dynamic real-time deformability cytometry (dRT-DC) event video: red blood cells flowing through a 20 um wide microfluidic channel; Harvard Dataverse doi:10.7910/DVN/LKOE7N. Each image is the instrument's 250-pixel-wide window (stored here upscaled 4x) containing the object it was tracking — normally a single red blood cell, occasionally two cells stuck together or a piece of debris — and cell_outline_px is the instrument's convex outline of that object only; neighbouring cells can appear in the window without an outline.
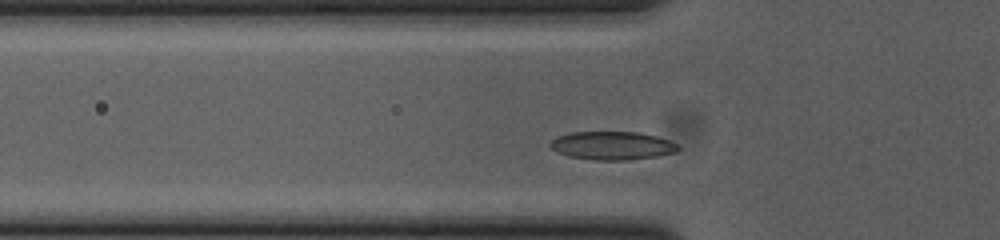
{"species": "common noctule bat (a hibernating species)", "species_latin": "Nyctalus noctula", "temperature_condition": "cold", "stored_images_in_passage": 38, "camera_frame_rate_fps": 3000, "um_per_image_px": 0.085, "animal": {"sex": "female", "body_mass_g": 23.0, "forearm_length_mm": 53.4}, "frame": {"image": 1, "passage_image": 9, "time_ms": 2.667, "image_size_px": [1000, 240], "cell_outline_px": [[680, 148], [676, 152], [656, 156], [628, 160], [592, 160], [568, 156], [556, 152], [548, 144], [556, 136], [572, 132], [640, 132], [656, 136], [668, 140], [676, 144]], "centroid_in_image_um": [52.0, 12.38], "position_along_channel_um": 73.8, "area_um2": 21.15}}
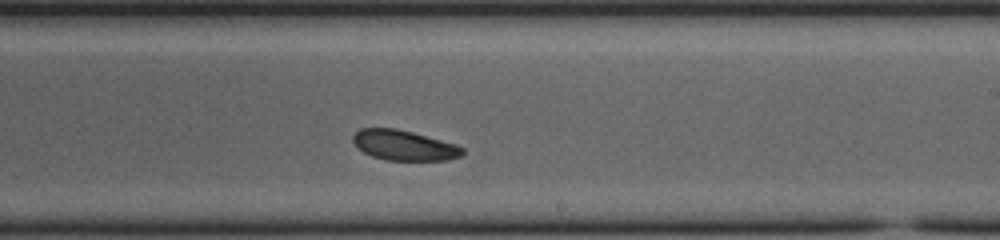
{"frame": {"image": 2, "passage_image": 24, "time_ms": 7.667, "image_size_px": [1000, 240], "cell_outline_px": [[464, 152], [460, 156], [448, 160], [388, 160], [372, 156], [364, 152], [352, 140], [352, 136], [360, 128], [396, 128], [412, 132], [456, 144], [464, 148]], "centroid_in_image_um": [34.35, 12.35], "position_along_channel_um": 254.6, "area_um2": 19.07}}
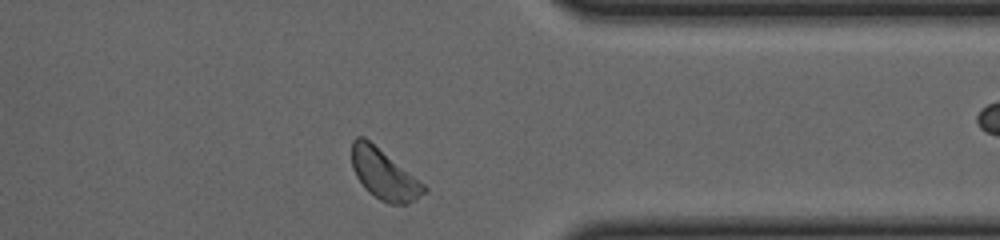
{"frame": {"image": 3, "passage_image": 35, "time_ms": 11.333, "image_size_px": [1000, 240], "cell_outline_px": [[428, 192], [408, 204], [388, 204], [380, 200], [368, 192], [364, 188], [356, 176], [352, 168], [352, 140], [356, 136], [364, 136], [424, 184], [428, 188]], "centroid_in_image_um": [32.63, 14.83], "position_along_channel_um": 378.8, "area_um2": 21.15}, "authors_computed_cell_mechanics": {"area_um2": 20.0855, "velocity_mm_per_s": 3.6227, "shape_relaxation_time_tau1_ms": 2.4576, "shape_relaxation_time_tau2_ms": 10.447, "deformation_change_tau1": 0.0713, "deformation_change_tau2": 0.1139}}